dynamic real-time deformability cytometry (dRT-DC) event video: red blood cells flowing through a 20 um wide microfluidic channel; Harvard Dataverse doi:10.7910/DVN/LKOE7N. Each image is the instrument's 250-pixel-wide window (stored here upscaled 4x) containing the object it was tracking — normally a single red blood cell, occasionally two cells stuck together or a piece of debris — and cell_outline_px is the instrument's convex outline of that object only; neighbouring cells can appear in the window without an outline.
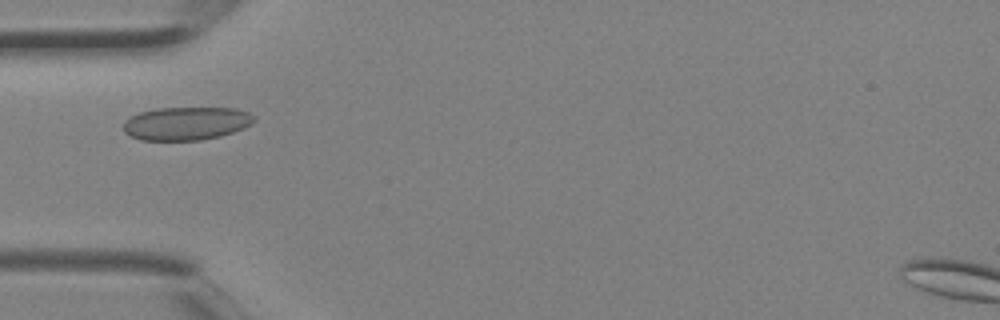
{"species": "Egyptian fruit bat (a non-hibernating species)", "species_latin": "Rousettus aegyptiacus", "temperature_condition": "room temperature", "stored_images_in_passage": 3, "camera_frame_rate_fps": 3000, "um_per_image_px": 0.085, "animal": {"sex": "female"}, "frame": {"image": 1, "passage_image": 3, "time_ms": 0.667, "image_size_px": [1000, 320], "cell_outline_px": [[256, 120], [252, 124], [244, 128], [220, 136], [200, 140], [140, 140], [124, 132], [124, 120], [140, 112], [156, 108], [236, 108], [248, 112], [256, 116]], "centroid_in_image_um": [15.86, 10.49], "position_along_channel_um": 69.1, "area_um2": 25.37}}